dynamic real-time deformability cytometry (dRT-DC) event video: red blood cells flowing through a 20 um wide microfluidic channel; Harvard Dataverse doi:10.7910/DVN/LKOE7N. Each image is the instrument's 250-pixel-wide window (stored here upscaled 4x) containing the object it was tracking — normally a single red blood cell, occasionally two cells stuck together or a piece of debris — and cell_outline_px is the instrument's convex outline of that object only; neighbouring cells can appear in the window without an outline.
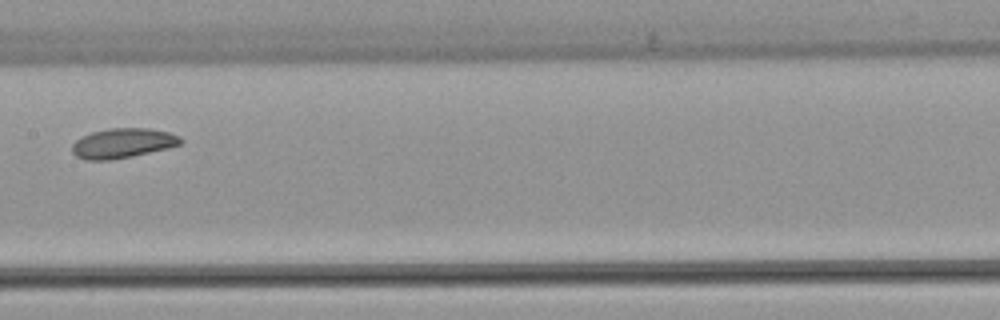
{"species": "common noctule bat (a hibernating species)", "species_latin": "Nyctalus noctula", "temperature_condition": "warm", "stored_images_in_passage": 5, "camera_frame_rate_fps": 3000, "um_per_image_px": 0.085, "animal": {"sex": "female", "body_mass_g": 22.7, "forearm_length_mm": 54.2}, "frame": {"image": 1, "passage_image": 5, "time_ms": 4.667, "image_size_px": [1000, 320], "cell_outline_px": [[184, 140], [180, 144], [168, 148], [132, 156], [108, 160], [84, 160], [76, 156], [72, 152], [72, 144], [80, 136], [92, 132], [108, 128], [148, 128], [168, 132], [180, 136]], "centroid_in_image_um": [10.41, 12.16], "position_along_channel_um": 197.0, "area_um2": 18.9}}